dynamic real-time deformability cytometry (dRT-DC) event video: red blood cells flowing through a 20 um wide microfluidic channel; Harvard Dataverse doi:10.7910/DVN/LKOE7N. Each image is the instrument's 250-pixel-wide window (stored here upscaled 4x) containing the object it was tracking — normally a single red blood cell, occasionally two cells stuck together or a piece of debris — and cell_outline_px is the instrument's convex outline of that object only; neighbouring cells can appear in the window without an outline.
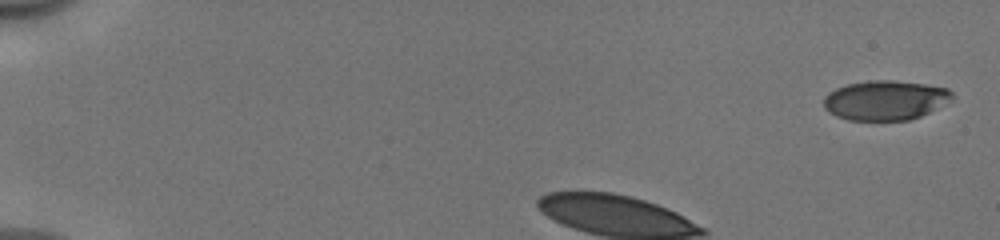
{"species": "human", "species_latin": "Homo sapiens", "temperature_condition": "cold", "stored_images_in_passage": 10, "camera_frame_rate_fps": 3000, "um_per_image_px": 0.085, "donor": {"sex": "male"}, "frame": {"image": 1, "passage_image": 1, "time_ms": 0.0, "image_size_px": [1000, 240], "cell_outline_px": [[952, 96], [928, 112], [920, 116], [908, 120], [848, 120], [836, 116], [828, 112], [824, 108], [824, 96], [828, 92], [836, 88], [848, 84], [868, 80], [892, 80], [924, 84], [948, 88], [952, 92]], "centroid_in_image_um": [75.16, 8.51], "position_along_channel_um": 9.8, "area_um2": 29.3}}
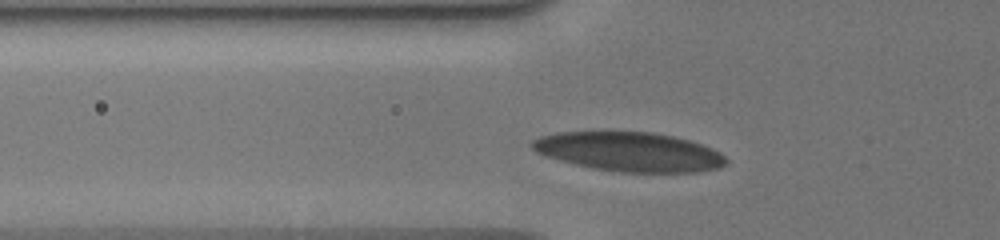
{"frame": {"image": 2, "passage_image": 7, "time_ms": 2.0, "image_size_px": [1000, 240], "cell_outline_px": [[728, 160], [720, 168], [700, 172], [616, 172], [592, 168], [560, 160], [536, 152], [532, 148], [532, 140], [540, 136], [556, 132], [604, 128], [652, 132], [672, 136], [688, 140], [712, 148], [720, 152]], "centroid_in_image_um": [53.44, 12.85], "position_along_channel_um": 72.4, "area_um2": 45.6}}
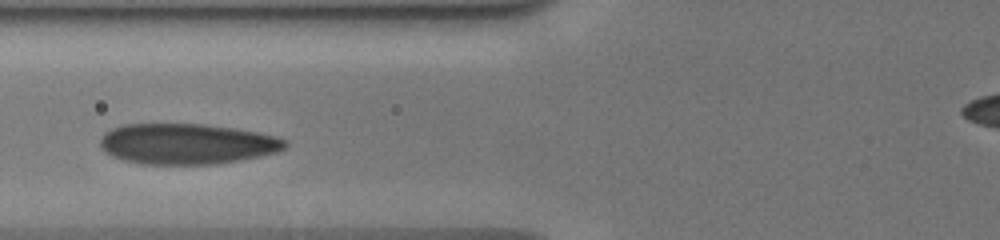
{"frame": {"image": 3, "passage_image": 9, "time_ms": 2.667, "image_size_px": [1000, 240], "cell_outline_px": [[288, 148], [276, 152], [260, 156], [240, 160], [216, 164], [140, 164], [124, 160], [112, 156], [104, 152], [100, 144], [100, 140], [104, 132], [112, 128], [124, 124], [204, 124], [236, 128], [276, 136], [288, 140]], "centroid_in_image_um": [15.9, 12.23], "position_along_channel_um": 109.9, "area_um2": 44.1}}